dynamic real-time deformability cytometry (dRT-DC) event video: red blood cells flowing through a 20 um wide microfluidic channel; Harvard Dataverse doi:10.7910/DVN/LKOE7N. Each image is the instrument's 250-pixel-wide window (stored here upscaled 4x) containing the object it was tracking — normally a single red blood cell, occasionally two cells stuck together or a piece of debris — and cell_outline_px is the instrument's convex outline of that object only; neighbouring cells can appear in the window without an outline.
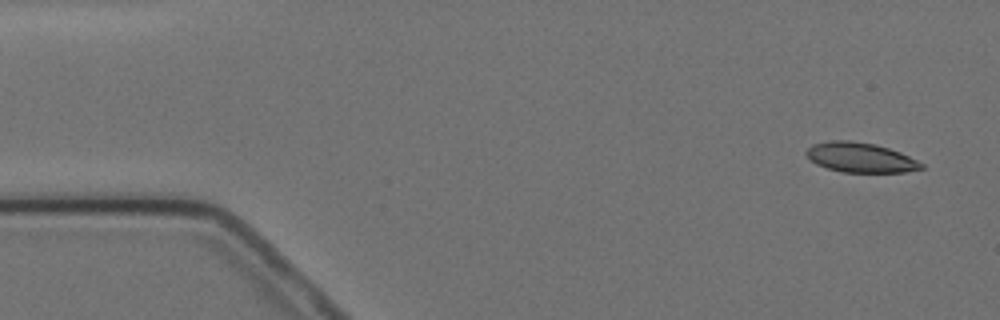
{"species": "Egyptian fruit bat (a non-hibernating species)", "species_latin": "Rousettus aegyptiacus", "temperature_condition": "cold", "stored_images_in_passage": 2, "camera_frame_rate_fps": 3000, "um_per_image_px": 0.085, "animal": {"sex": "female"}, "frame": {"image": 1, "passage_image": 2, "time_ms": 1.0, "image_size_px": [1000, 320], "cell_outline_px": [[924, 168], [904, 172], [840, 172], [816, 164], [804, 152], [812, 144], [828, 140], [852, 140], [876, 144], [900, 152], [924, 164]], "centroid_in_image_um": [73.12, 13.37], "position_along_channel_um": 11.9, "area_um2": 20.0}}